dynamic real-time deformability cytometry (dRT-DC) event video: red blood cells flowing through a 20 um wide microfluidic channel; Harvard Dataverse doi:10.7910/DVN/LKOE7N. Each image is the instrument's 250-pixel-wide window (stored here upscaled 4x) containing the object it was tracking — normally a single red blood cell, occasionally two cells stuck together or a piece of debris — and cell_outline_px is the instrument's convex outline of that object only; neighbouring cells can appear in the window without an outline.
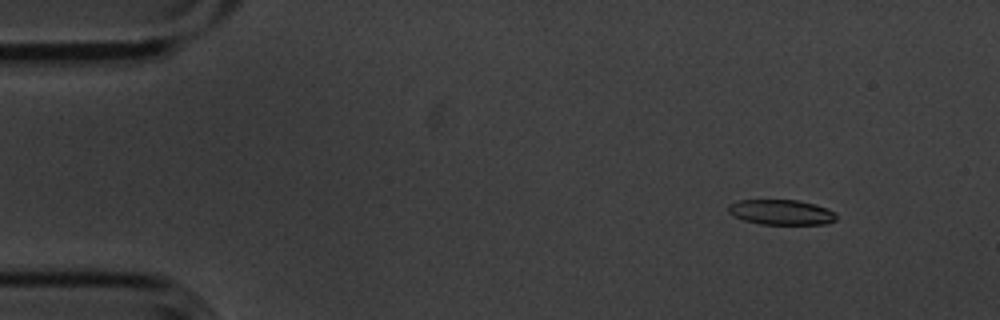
{"species": "common noctule bat (a hibernating species)", "species_latin": "Nyctalus noctula", "temperature_condition": "cold", "stored_images_in_passage": 3, "camera_frame_rate_fps": 3000, "um_per_image_px": 0.085, "animal": {"sex": "male", "body_mass_g": 20.1, "forearm_length_mm": 53.5}, "frame": {"image": 1, "passage_image": 1, "time_ms": 0.0, "image_size_px": [1000, 320], "cell_outline_px": [[836, 220], [824, 224], [760, 224], [744, 220], [732, 216], [728, 212], [728, 204], [740, 200], [796, 200], [828, 208], [836, 212]], "centroid_in_image_um": [66.38, 18.04], "position_along_channel_um": 18.6, "area_um2": 15.84}}
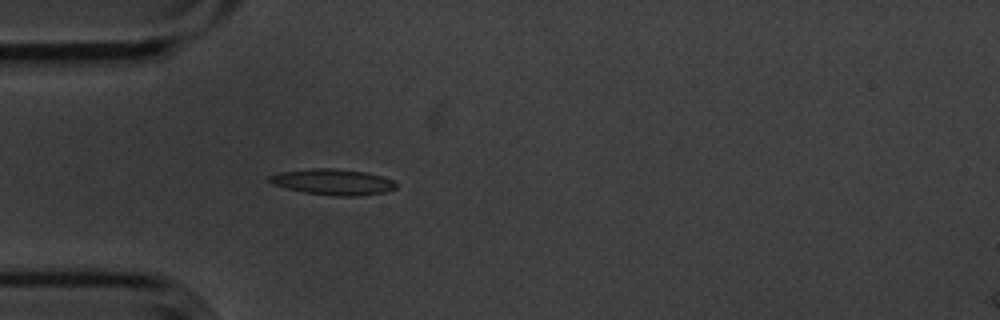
{"frame": {"image": 2, "passage_image": 3, "time_ms": 0.667, "image_size_px": [1000, 320], "cell_outline_px": [[396, 188], [384, 192], [356, 196], [336, 196], [304, 192], [272, 184], [268, 180], [268, 176], [280, 172], [312, 168], [336, 168], [364, 172], [396, 180]], "centroid_in_image_um": [28.3, 15.46], "position_along_channel_um": 56.7, "area_um2": 19.02}}